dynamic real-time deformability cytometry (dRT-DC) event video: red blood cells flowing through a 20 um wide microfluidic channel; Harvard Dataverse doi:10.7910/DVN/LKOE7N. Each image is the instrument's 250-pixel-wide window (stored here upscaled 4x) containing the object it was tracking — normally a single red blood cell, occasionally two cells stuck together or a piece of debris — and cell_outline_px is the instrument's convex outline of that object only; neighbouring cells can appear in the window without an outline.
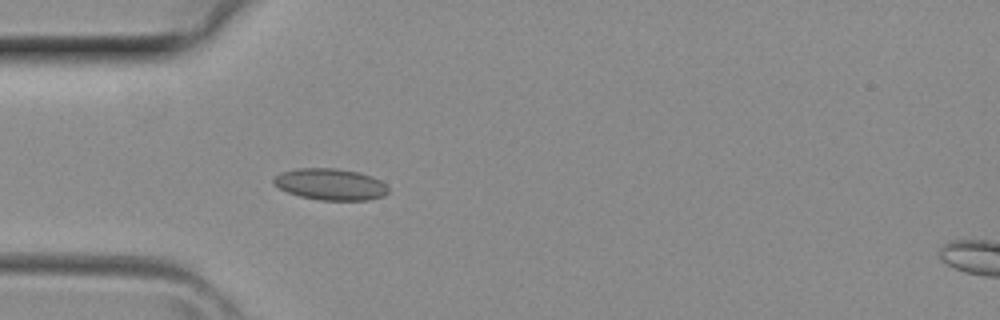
{"species": "common noctule bat (a hibernating species)", "species_latin": "Nyctalus noctula", "temperature_condition": "room temperature", "stored_images_in_passage": 4, "camera_frame_rate_fps": 3000, "um_per_image_px": 0.085, "animal": {"sex": "female", "body_mass_g": 29.2, "forearm_length_mm": 56.3}, "frame": {"image": 1, "passage_image": 3, "time_ms": 0.667, "image_size_px": [1000, 320], "cell_outline_px": [[388, 192], [384, 196], [368, 200], [320, 200], [300, 196], [288, 192], [280, 188], [272, 180], [280, 172], [300, 168], [336, 168], [356, 172], [372, 176], [380, 180], [388, 188]], "centroid_in_image_um": [28.1, 15.67], "position_along_channel_um": 56.9, "area_um2": 20.87}}